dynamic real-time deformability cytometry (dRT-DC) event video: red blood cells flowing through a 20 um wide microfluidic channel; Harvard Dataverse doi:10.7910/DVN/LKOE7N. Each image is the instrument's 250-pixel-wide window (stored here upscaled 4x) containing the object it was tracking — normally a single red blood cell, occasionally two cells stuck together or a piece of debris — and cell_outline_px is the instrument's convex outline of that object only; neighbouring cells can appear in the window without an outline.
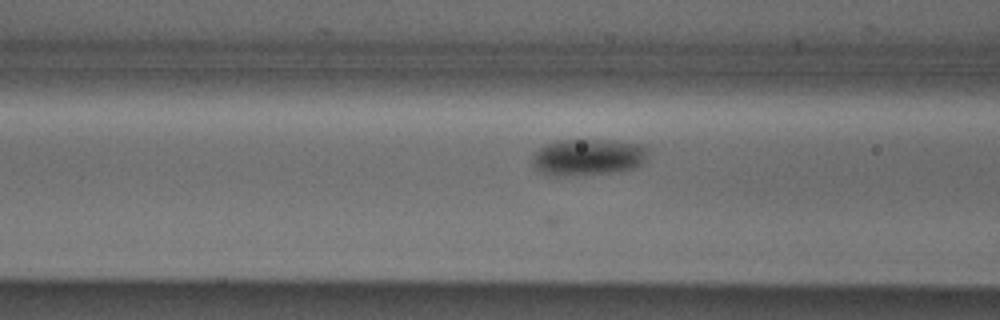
{"species": "Egyptian fruit bat (a non-hibernating species)", "species_latin": "Rousettus aegyptiacus", "temperature_condition": "cold", "stored_images_in_passage": 22, "camera_frame_rate_fps": 3000, "um_per_image_px": 0.085, "animal": {"sex": "male"}, "frame": {"image": 1, "passage_image": 16, "time_ms": 5.0, "image_size_px": [1000, 320], "cell_outline_px": [[648, 156], [644, 164], [636, 168], [620, 172], [568, 176], [552, 176], [536, 172], [532, 164], [532, 156], [540, 148], [556, 140], [608, 140], [640, 144], [648, 148]], "centroid_in_image_um": [50.0, 13.38], "position_along_channel_um": 116.6, "area_um2": 25.26}}
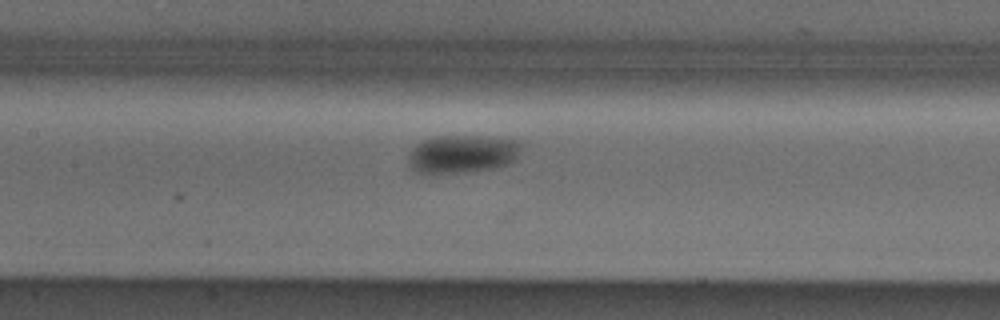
{"frame": {"image": 2, "passage_image": 20, "time_ms": 6.333, "image_size_px": [1000, 320], "cell_outline_px": [[524, 144], [516, 160], [508, 164], [492, 168], [464, 172], [416, 172], [408, 164], [408, 156], [412, 148], [416, 144], [424, 140], [436, 136], [488, 136], [516, 140]], "centroid_in_image_um": [39.34, 13.06], "position_along_channel_um": 168.1, "area_um2": 25.09}}